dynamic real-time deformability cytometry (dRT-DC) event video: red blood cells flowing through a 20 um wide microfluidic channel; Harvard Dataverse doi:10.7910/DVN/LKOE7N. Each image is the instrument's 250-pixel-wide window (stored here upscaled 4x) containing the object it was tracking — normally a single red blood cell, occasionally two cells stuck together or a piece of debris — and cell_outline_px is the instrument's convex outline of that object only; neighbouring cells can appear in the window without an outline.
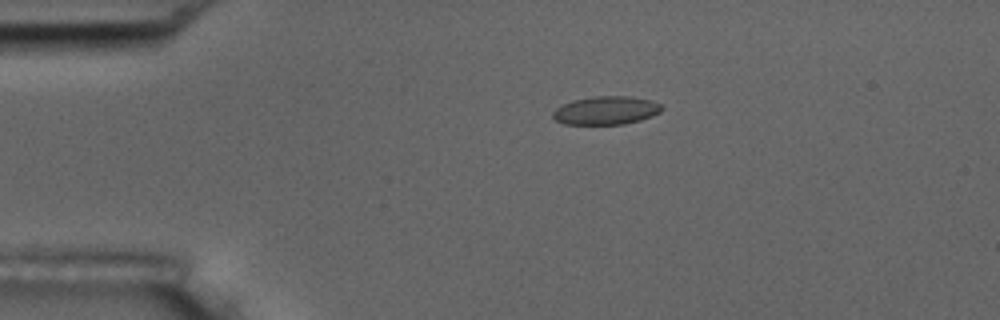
{"species": "common noctule bat (a hibernating species)", "species_latin": "Nyctalus noctula", "temperature_condition": "room temperature", "stored_images_in_passage": 8, "camera_frame_rate_fps": 3000, "um_per_image_px": 0.085, "animal": {"sex": "male", "body_mass_g": 17.5, "forearm_length_mm": 52.3}, "frame": {"image": 1, "passage_image": 3, "time_ms": 2.333, "image_size_px": [1000, 320], "cell_outline_px": [[664, 108], [660, 112], [652, 116], [640, 120], [624, 124], [564, 124], [556, 120], [552, 116], [552, 112], [556, 108], [572, 100], [592, 96], [628, 96], [652, 100], [660, 104]], "centroid_in_image_um": [51.52, 9.38], "position_along_channel_um": 33.5, "area_um2": 18.03}}
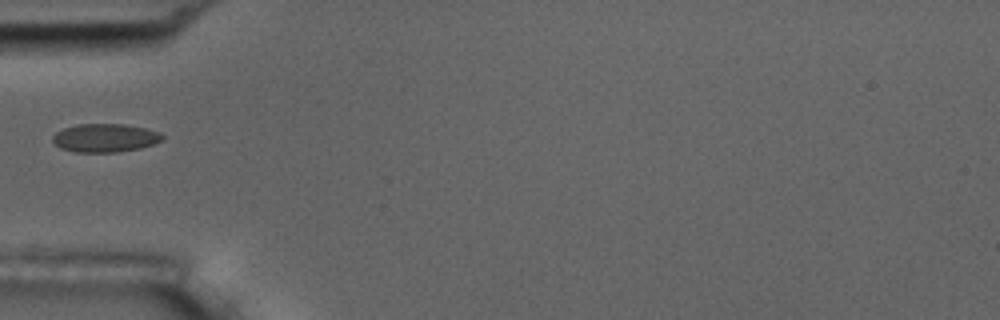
{"frame": {"image": 2, "passage_image": 5, "time_ms": 4.667, "image_size_px": [1000, 320], "cell_outline_px": [[164, 140], [140, 148], [116, 152], [76, 152], [60, 148], [52, 140], [52, 136], [56, 132], [64, 128], [76, 124], [124, 124], [144, 128], [160, 132], [164, 136]], "centroid_in_image_um": [8.93, 11.72], "position_along_channel_um": 76.1, "area_um2": 18.15}}
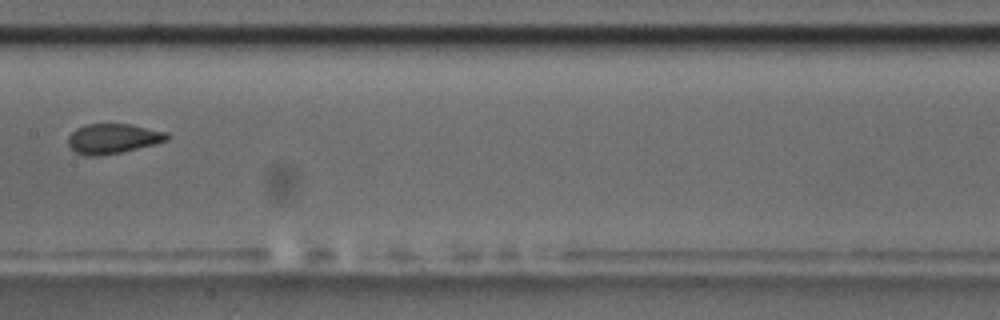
{"frame": {"image": 3, "passage_image": 8, "time_ms": 8.0, "image_size_px": [1000, 320], "cell_outline_px": [[168, 140], [156, 144], [120, 152], [100, 156], [84, 156], [76, 152], [68, 144], [68, 136], [76, 128], [84, 124], [132, 124], [168, 132]], "centroid_in_image_um": [9.6, 11.77], "position_along_channel_um": 197.8, "area_um2": 17.34}}